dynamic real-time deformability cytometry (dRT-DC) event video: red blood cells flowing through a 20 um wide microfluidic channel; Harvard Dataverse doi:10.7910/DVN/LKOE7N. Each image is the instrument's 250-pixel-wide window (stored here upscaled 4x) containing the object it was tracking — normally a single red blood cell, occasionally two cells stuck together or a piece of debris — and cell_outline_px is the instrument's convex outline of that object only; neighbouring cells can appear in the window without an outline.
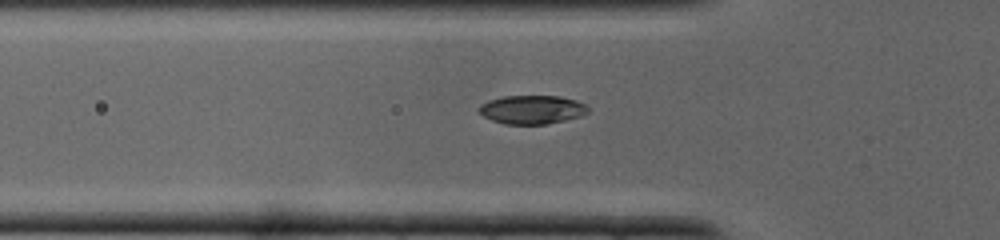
{"species": "common noctule bat (a hibernating species)", "species_latin": "Nyctalus noctula", "temperature_condition": "cold", "stored_images_in_passage": 28, "camera_frame_rate_fps": 3000, "um_per_image_px": 0.085, "animal": {"sex": "male", "body_mass_g": 19.0, "forearm_length_mm": 50.8}, "frame": {"image": 1, "passage_image": 6, "time_ms": 1.667, "image_size_px": [1000, 240], "cell_outline_px": [[588, 112], [580, 116], [548, 124], [504, 124], [492, 120], [484, 116], [480, 112], [480, 104], [488, 100], [504, 96], [560, 96], [576, 100], [584, 104], [588, 108]], "centroid_in_image_um": [45.22, 9.31], "position_along_channel_um": 80.6, "area_um2": 18.09}}
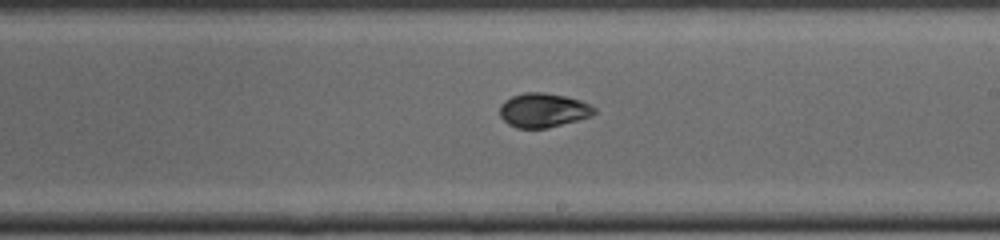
{"frame": {"image": 2, "passage_image": 15, "time_ms": 4.667, "image_size_px": [1000, 240], "cell_outline_px": [[596, 112], [592, 116], [548, 128], [516, 128], [508, 124], [500, 116], [500, 104], [504, 100], [512, 96], [524, 92], [544, 92], [564, 96], [580, 100], [596, 108]], "centroid_in_image_um": [46.16, 9.37], "position_along_channel_um": 242.8, "area_um2": 18.9}}
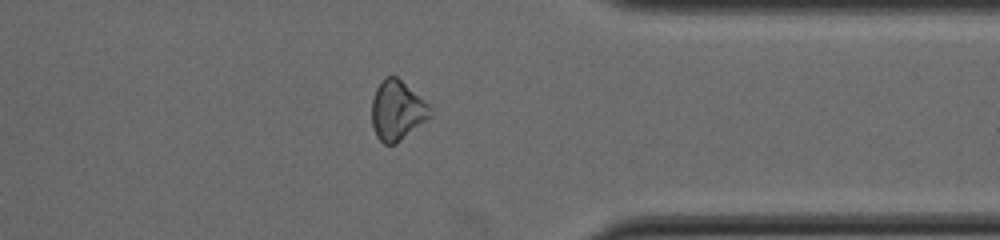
{"frame": {"image": 3, "passage_image": 23, "time_ms": 7.333, "image_size_px": [1000, 240], "cell_outline_px": [[432, 116], [396, 144], [384, 144], [376, 136], [372, 124], [372, 100], [376, 88], [384, 76], [396, 76], [428, 104], [432, 112]], "centroid_in_image_um": [33.74, 9.4], "position_along_channel_um": 377.7, "area_um2": 20.17}}